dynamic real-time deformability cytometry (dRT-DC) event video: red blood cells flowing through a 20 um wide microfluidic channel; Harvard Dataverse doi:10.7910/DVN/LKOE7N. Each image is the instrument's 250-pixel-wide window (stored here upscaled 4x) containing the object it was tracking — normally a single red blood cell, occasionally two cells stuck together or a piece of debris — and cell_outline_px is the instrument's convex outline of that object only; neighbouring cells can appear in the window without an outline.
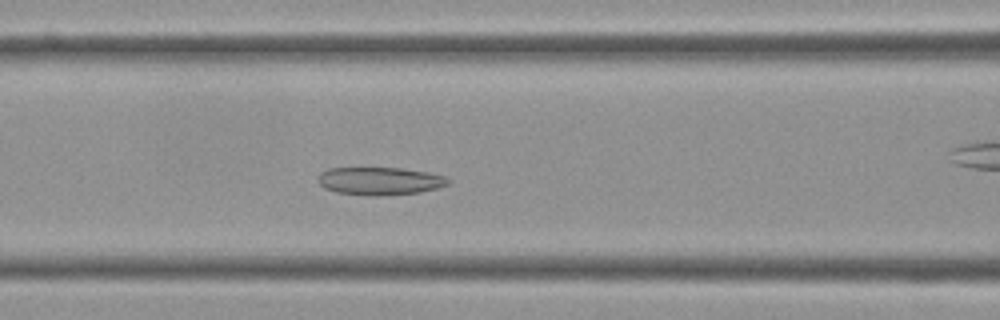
{"species": "Egyptian fruit bat (a non-hibernating species)", "species_latin": "Rousettus aegyptiacus", "temperature_condition": "cold", "stored_images_in_passage": 42, "camera_frame_rate_fps": 3000, "um_per_image_px": 0.085, "frame": {"image": 1, "passage_image": 8, "time_ms": 2.333, "image_size_px": [1000, 320], "cell_outline_px": [[452, 180], [448, 184], [436, 188], [420, 192], [336, 192], [324, 188], [316, 180], [320, 172], [328, 168], [400, 168], [428, 172], [444, 176]], "centroid_in_image_um": [32.27, 15.31], "position_along_channel_um": 134.3, "area_um2": 19.88}}
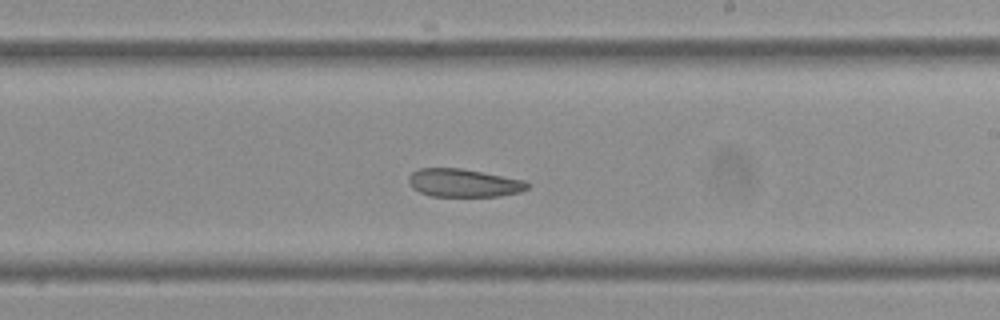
{"frame": {"image": 2, "passage_image": 18, "time_ms": 5.667, "image_size_px": [1000, 320], "cell_outline_px": [[528, 188], [520, 192], [500, 196], [432, 196], [420, 192], [412, 188], [408, 180], [408, 176], [412, 172], [420, 168], [460, 168], [524, 180], [528, 184]], "centroid_in_image_um": [39.38, 15.55], "position_along_channel_um": 249.6, "area_um2": 19.31}}
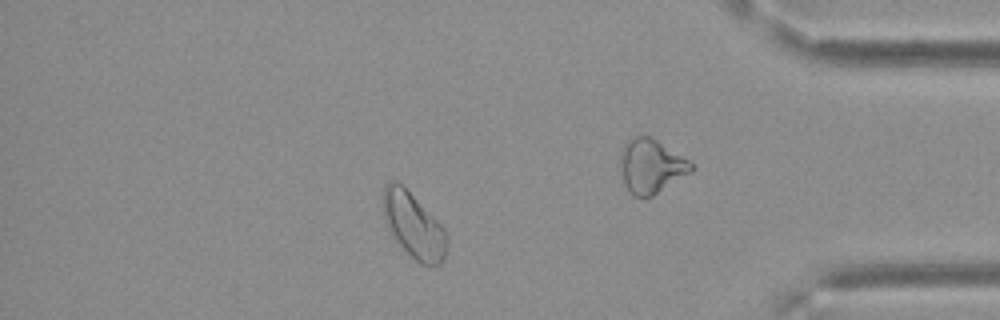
{"frame": {"image": 3, "passage_image": 34, "time_ms": 11.0, "image_size_px": [1000, 320], "cell_outline_px": [[448, 240], [444, 256], [440, 264], [420, 264], [396, 240], [384, 216], [384, 184], [388, 180], [396, 180], [444, 228], [448, 236]], "centroid_in_image_um": [35.17, 19.16], "position_along_channel_um": 400.0, "area_um2": 23.18}, "authors_computed_cell_mechanics": {"area_um2": 21.0681, "velocity_mm_per_s": 3.4626, "shape_relaxation_time_tau1_ms": null, "shape_relaxation_time_tau2_ms": 9.9277, "deformation_change_tau1": null, "deformation_change_tau2": 0.1486}}